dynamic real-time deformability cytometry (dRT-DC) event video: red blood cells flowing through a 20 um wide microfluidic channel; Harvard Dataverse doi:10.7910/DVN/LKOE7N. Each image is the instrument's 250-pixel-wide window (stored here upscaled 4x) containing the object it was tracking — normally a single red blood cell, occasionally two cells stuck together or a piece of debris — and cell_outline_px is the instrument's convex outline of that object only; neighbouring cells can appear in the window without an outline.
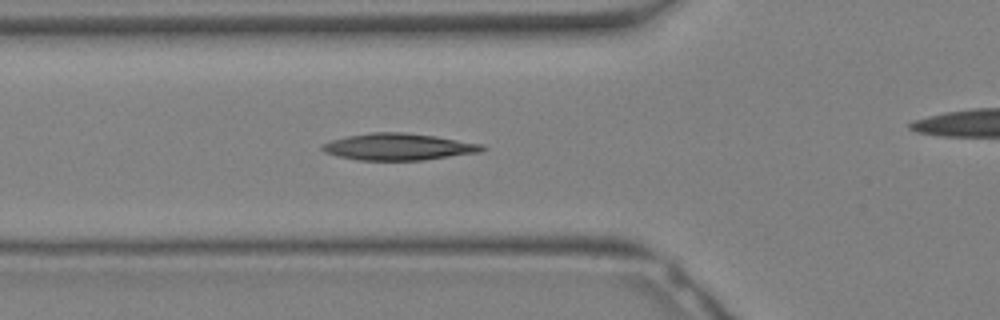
{"species": "Egyptian fruit bat (a non-hibernating species)", "species_latin": "Rousettus aegyptiacus", "temperature_condition": "warm", "stored_images_in_passage": 16, "camera_frame_rate_fps": 3000, "um_per_image_px": 0.085, "animal": {"sex": "female"}, "frame": {"image": 1, "passage_image": 8, "time_ms": 2.333, "image_size_px": [1000, 320], "cell_outline_px": [[488, 148], [480, 152], [424, 160], [356, 160], [324, 152], [320, 148], [320, 144], [332, 140], [348, 136], [372, 132], [404, 132], [436, 136], [484, 144]], "centroid_in_image_um": [33.89, 12.47], "position_along_channel_um": 91.9, "area_um2": 25.03}}
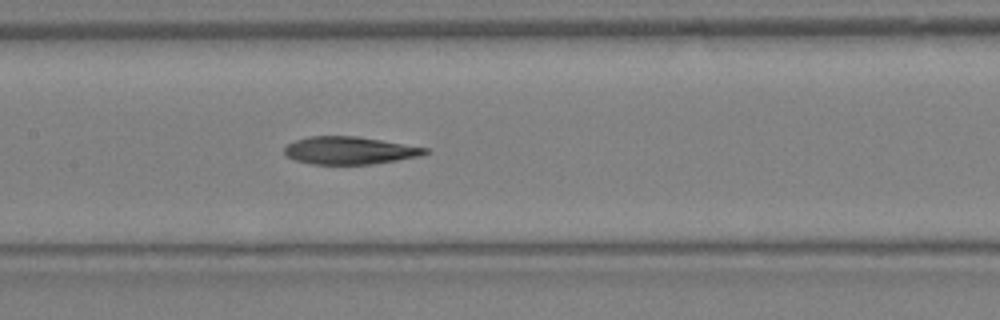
{"frame": {"image": 2, "passage_image": 12, "time_ms": 3.667, "image_size_px": [1000, 320], "cell_outline_px": [[428, 152], [420, 156], [372, 164], [312, 164], [296, 160], [288, 156], [284, 152], [284, 148], [288, 144], [296, 140], [312, 136], [356, 136], [428, 148]], "centroid_in_image_um": [29.71, 12.79], "position_along_channel_um": 177.7, "area_um2": 22.31}}
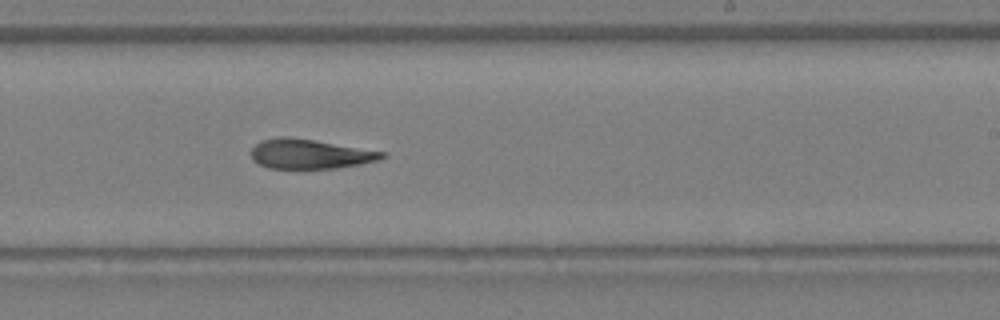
{"frame": {"image": 3, "passage_image": 16, "time_ms": 5.0, "image_size_px": [1000, 320], "cell_outline_px": [[388, 156], [376, 160], [360, 164], [336, 168], [268, 168], [252, 160], [252, 148], [260, 140], [280, 136], [288, 136], [316, 140], [384, 152]], "centroid_in_image_um": [26.31, 13.07], "position_along_channel_um": 262.7, "area_um2": 22.48}}